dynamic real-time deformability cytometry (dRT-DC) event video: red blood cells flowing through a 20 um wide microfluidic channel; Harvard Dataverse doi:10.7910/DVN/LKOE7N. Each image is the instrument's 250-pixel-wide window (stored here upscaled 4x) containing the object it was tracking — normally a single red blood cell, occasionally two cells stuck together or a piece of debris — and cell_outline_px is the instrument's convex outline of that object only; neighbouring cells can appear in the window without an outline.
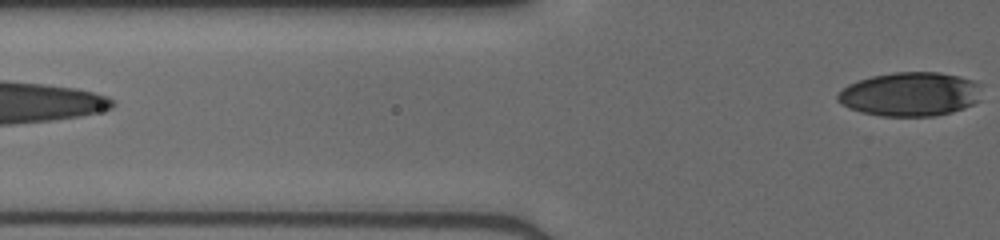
{"species": "human", "species_latin": "Homo sapiens", "temperature_condition": "cold", "stored_images_in_passage": 7, "segment_of_instrument_passage": [2, 2], "camera_frame_rate_fps": 3000, "um_per_image_px": 0.085, "donor": {"sex": "male"}, "frame": {"image": 1, "passage_image": 7, "time_ms": 2.0, "image_size_px": [1000, 240], "cell_outline_px": [[980, 100], [964, 108], [952, 112], [932, 116], [884, 116], [860, 112], [848, 108], [840, 104], [836, 100], [836, 96], [848, 84], [872, 76], [892, 72], [940, 72], [960, 76], [972, 80], [980, 84]], "centroid_in_image_um": [77.36, 8.0], "position_along_channel_um": 48.4, "area_um2": 37.11}}